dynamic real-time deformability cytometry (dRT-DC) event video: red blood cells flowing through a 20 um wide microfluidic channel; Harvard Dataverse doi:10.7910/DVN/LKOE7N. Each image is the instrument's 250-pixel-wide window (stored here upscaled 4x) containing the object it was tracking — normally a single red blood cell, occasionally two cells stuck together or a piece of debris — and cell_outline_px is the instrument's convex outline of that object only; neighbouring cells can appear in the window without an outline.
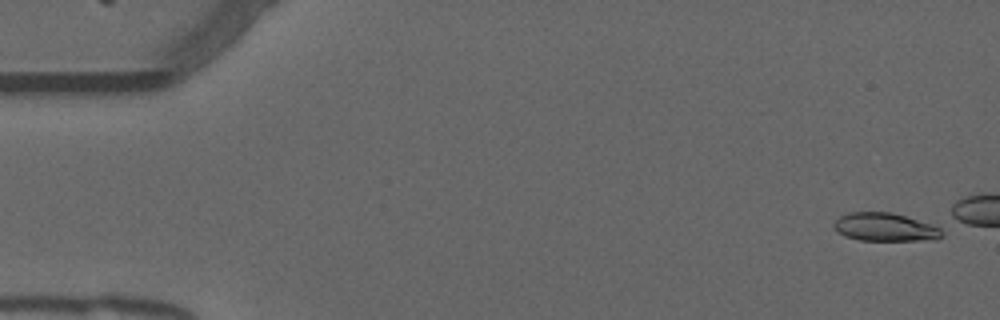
{"species": "common noctule bat (a hibernating species)", "species_latin": "Nyctalus noctula", "temperature_condition": "warm", "stored_images_in_passage": 8, "camera_frame_rate_fps": 3000, "um_per_image_px": 0.085, "animal": {"sex": "male", "forearm_length_mm": 52.5}, "frame": {"image": 1, "passage_image": 1, "time_ms": 0.0, "image_size_px": [1000, 320], "cell_outline_px": [[944, 236], [936, 240], [860, 240], [844, 236], [836, 232], [832, 228], [832, 224], [840, 216], [848, 212], [892, 212], [944, 224]], "centroid_in_image_um": [75.38, 19.29], "position_along_channel_um": 9.6, "area_um2": 18.84}}